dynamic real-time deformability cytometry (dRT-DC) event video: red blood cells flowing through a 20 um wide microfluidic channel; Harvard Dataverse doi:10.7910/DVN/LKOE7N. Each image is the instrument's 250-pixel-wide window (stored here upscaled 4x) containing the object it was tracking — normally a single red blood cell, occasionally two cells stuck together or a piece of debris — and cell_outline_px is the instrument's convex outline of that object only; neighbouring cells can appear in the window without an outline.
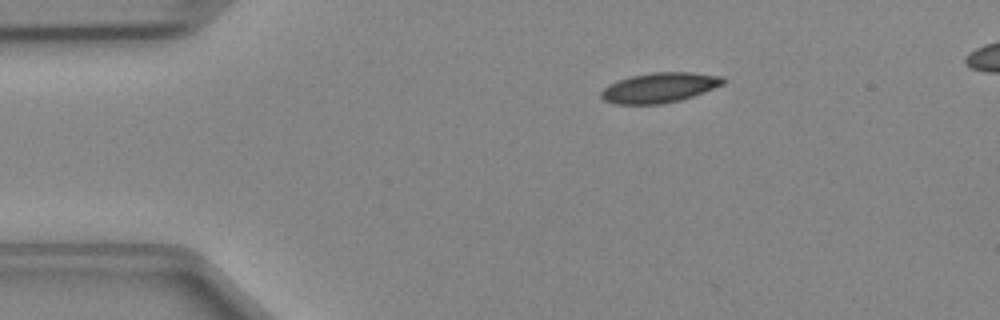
{"species": "Egyptian fruit bat (a non-hibernating species)", "species_latin": "Rousettus aegyptiacus", "temperature_condition": "cold", "stored_images_in_passage": 40, "camera_frame_rate_fps": 3000, "um_per_image_px": 0.085, "animal": {"sex": "female"}, "frame": {"image": 1, "passage_image": 1, "time_ms": 0.0, "image_size_px": [1000, 320], "cell_outline_px": [[724, 84], [704, 92], [680, 100], [660, 104], [616, 104], [604, 100], [600, 96], [600, 92], [608, 84], [632, 76], [652, 72], [692, 72], [724, 76]], "centroid_in_image_um": [56.06, 7.44], "position_along_channel_um": 28.9, "area_um2": 21.27}}
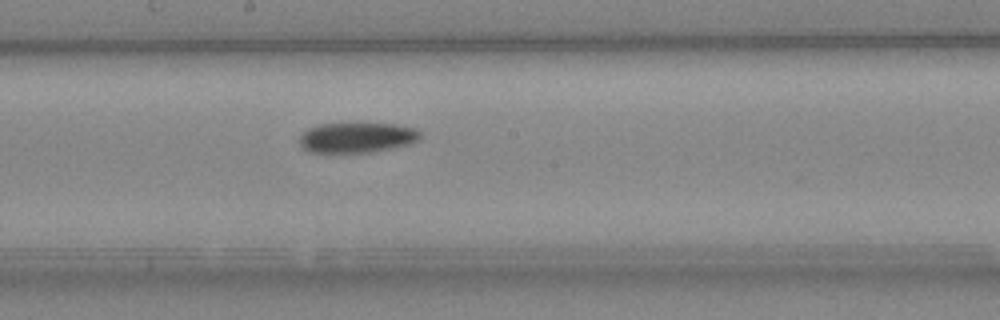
{"frame": {"image": 2, "passage_image": 18, "time_ms": 5.667, "image_size_px": [1000, 320], "cell_outline_px": [[420, 140], [412, 144], [372, 152], [308, 152], [300, 148], [300, 136], [308, 128], [320, 124], [396, 124], [416, 128], [420, 132]], "centroid_in_image_um": [30.36, 11.7], "position_along_channel_um": 217.8, "area_um2": 21.33}}
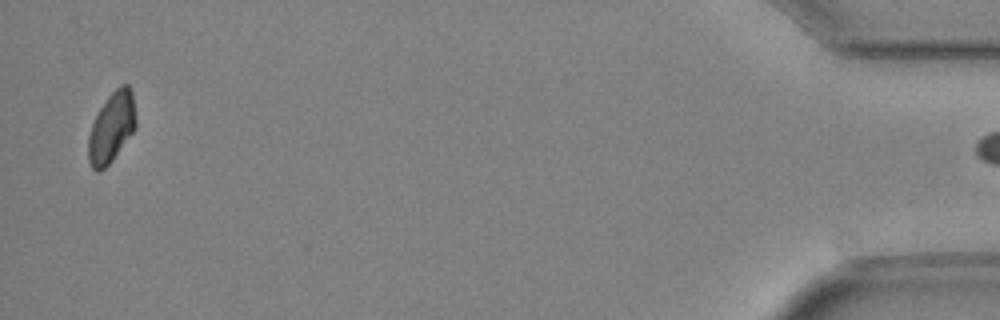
{"frame": {"image": 3, "passage_image": 39, "time_ms": 12.667, "image_size_px": [1000, 320], "cell_outline_px": [[136, 128], [112, 160], [100, 172], [96, 172], [92, 168], [88, 160], [88, 136], [92, 124], [100, 108], [108, 96], [120, 84], [128, 84], [132, 92], [136, 116]], "centroid_in_image_um": [9.49, 10.83], "position_along_channel_um": 425.7, "area_um2": 19.42}}